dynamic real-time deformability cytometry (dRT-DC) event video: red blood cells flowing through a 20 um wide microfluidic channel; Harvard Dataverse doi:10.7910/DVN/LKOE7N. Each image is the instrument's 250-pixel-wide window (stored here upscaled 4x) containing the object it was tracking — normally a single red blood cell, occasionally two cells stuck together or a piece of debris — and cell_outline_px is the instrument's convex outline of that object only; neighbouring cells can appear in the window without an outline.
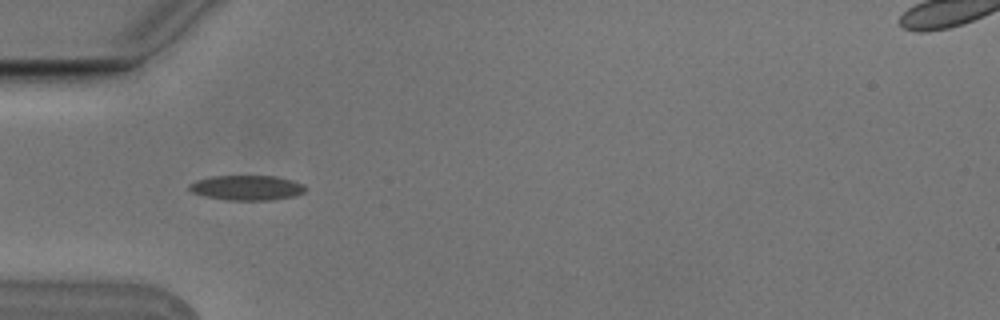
{"species": "Egyptian fruit bat (a non-hibernating species)", "species_latin": "Rousettus aegyptiacus", "temperature_condition": "cold", "stored_images_in_passage": 9, "camera_frame_rate_fps": 3000, "um_per_image_px": 0.085, "animal": {"sex": "male"}, "frame": {"image": 1, "passage_image": 4, "time_ms": 1.0, "image_size_px": [1000, 320], "cell_outline_px": [[308, 188], [304, 192], [296, 196], [272, 200], [228, 200], [204, 196], [192, 192], [188, 188], [188, 184], [196, 180], [212, 176], [276, 176], [292, 180], [304, 184]], "centroid_in_image_um": [21.01, 15.96], "position_along_channel_um": 64.0, "area_um2": 17.05}}
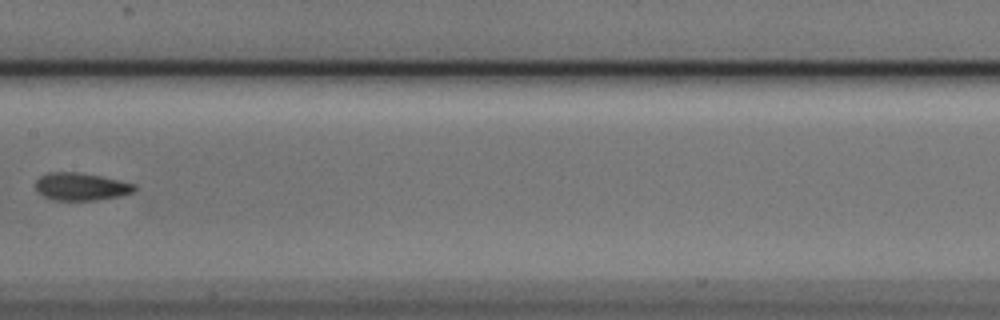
{"frame": {"image": 2, "passage_image": 7, "time_ms": 2.0, "image_size_px": [1000, 320], "cell_outline_px": [[136, 188], [132, 192], [120, 196], [96, 200], [52, 200], [36, 192], [36, 180], [40, 176], [48, 172], [76, 172], [100, 176], [136, 184]], "centroid_in_image_um": [6.86, 15.86], "position_along_channel_um": 200.5, "area_um2": 15.9}}
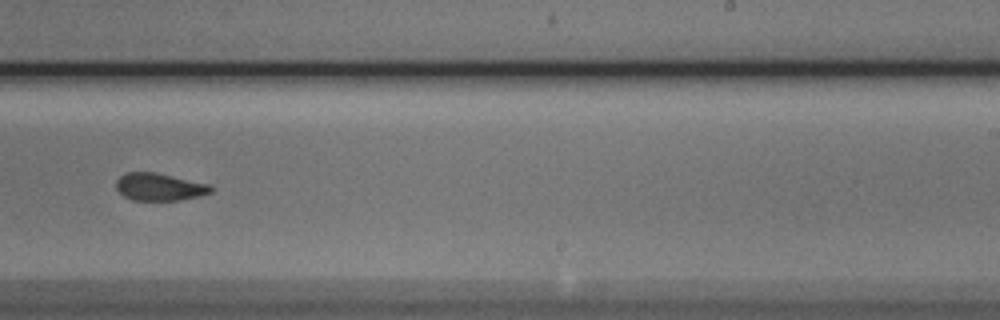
{"frame": {"image": 3, "passage_image": 9, "time_ms": 2.667, "image_size_px": [1000, 320], "cell_outline_px": [[212, 192], [200, 196], [180, 200], [132, 200], [124, 196], [116, 188], [116, 180], [124, 172], [156, 172], [208, 184], [212, 188]], "centroid_in_image_um": [13.52, 15.88], "position_along_channel_um": 275.5, "area_um2": 15.14}}